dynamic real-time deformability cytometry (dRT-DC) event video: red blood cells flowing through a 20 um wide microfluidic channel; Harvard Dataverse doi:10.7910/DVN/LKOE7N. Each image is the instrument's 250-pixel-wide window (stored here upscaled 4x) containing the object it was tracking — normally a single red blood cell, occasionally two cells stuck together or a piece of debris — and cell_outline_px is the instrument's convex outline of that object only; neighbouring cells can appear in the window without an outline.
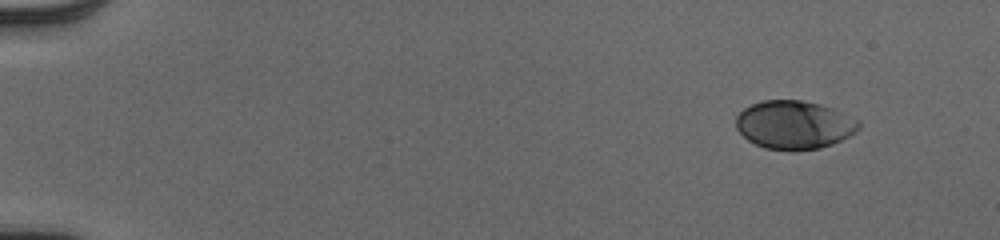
{"species": "human", "species_latin": "Homo sapiens", "temperature_condition": "cold", "stored_images_in_passage": 48, "camera_frame_rate_fps": 3000, "um_per_image_px": 0.085, "donor": {"sex": "male"}, "frame": {"image": 1, "passage_image": 1, "time_ms": 0.0, "image_size_px": [1000, 240], "cell_outline_px": [[860, 128], [856, 132], [832, 144], [820, 148], [764, 148], [748, 140], [736, 128], [736, 116], [744, 108], [752, 104], [764, 100], [800, 100], [820, 104], [832, 108], [860, 120]], "centroid_in_image_um": [67.51, 10.58], "position_along_channel_um": 17.5, "area_um2": 34.04}}
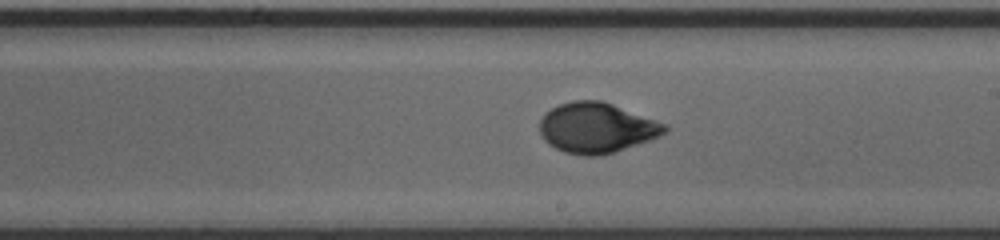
{"frame": {"image": 2, "passage_image": 28, "time_ms": 9.0, "image_size_px": [1000, 240], "cell_outline_px": [[668, 128], [660, 136], [600, 156], [584, 156], [564, 152], [548, 144], [540, 136], [540, 120], [544, 112], [560, 104], [572, 100], [600, 100], [612, 104], [668, 124]], "centroid_in_image_um": [50.67, 10.86], "position_along_channel_um": 238.3, "area_um2": 36.53}}
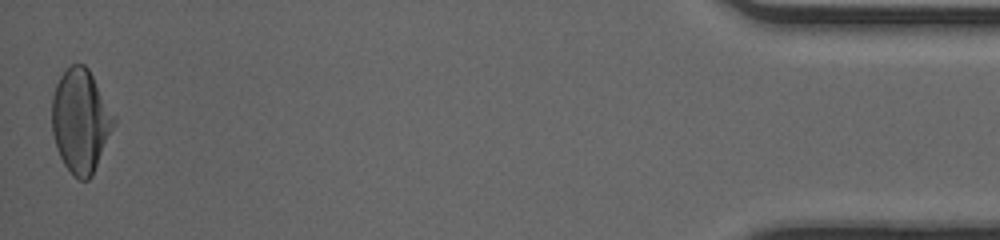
{"frame": {"image": 3, "passage_image": 48, "time_ms": 15.667, "image_size_px": [1000, 240], "cell_outline_px": [[116, 120], [92, 176], [88, 180], [80, 180], [72, 176], [64, 164], [60, 156], [52, 132], [52, 96], [56, 84], [60, 76], [72, 64], [84, 64], [88, 68]], "centroid_in_image_um": [6.82, 10.29], "position_along_channel_um": 428.4, "area_um2": 36.82}, "authors_computed_cell_mechanics": {"area_um2": 35.547, "velocity_mm_per_s": 4.0417, "shape_relaxation_time_tau1_ms": 3.8984, "shape_relaxation_time_tau2_ms": null, "deformation_change_tau1": 0.1602, "deformation_change_tau2": null}}